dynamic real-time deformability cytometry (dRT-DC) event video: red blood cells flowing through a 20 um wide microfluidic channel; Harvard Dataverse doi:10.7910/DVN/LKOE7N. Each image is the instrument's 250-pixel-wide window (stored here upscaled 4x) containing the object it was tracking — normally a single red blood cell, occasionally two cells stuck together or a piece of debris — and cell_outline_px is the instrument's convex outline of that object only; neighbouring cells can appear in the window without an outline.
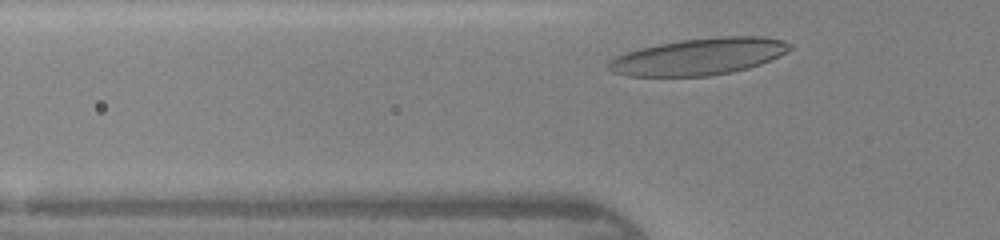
{"species": "human", "species_latin": "Homo sapiens", "temperature_condition": "warm", "stored_images_in_passage": 24, "camera_frame_rate_fps": 3000, "um_per_image_px": 0.085, "donor": {"sex": "female"}, "frame": {"image": 1, "passage_image": 2, "time_ms": 0.333, "image_size_px": [1000, 240], "cell_outline_px": [[796, 48], [760, 64], [748, 68], [732, 72], [708, 76], [628, 76], [612, 72], [608, 68], [608, 60], [616, 56], [640, 48], [680, 40], [720, 36], [764, 36], [784, 40], [792, 44]], "centroid_in_image_um": [59.46, 4.8], "position_along_channel_um": 66.3, "area_um2": 38.96}}
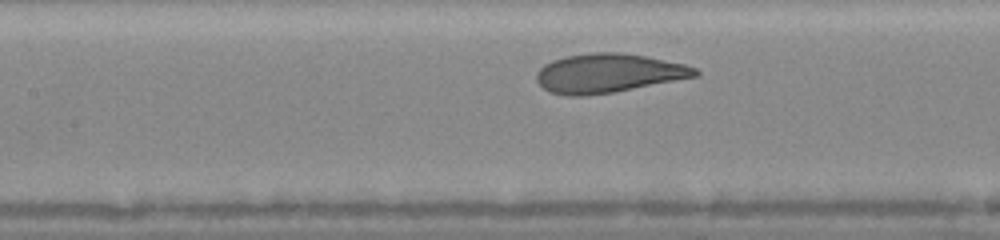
{"frame": {"image": 2, "passage_image": 8, "time_ms": 2.333, "image_size_px": [1000, 240], "cell_outline_px": [[700, 76], [612, 92], [580, 96], [568, 96], [548, 92], [536, 80], [536, 72], [544, 64], [552, 60], [564, 56], [592, 52], [620, 52], [644, 56], [684, 64], [696, 68], [700, 72]], "centroid_in_image_um": [51.68, 6.22], "position_along_channel_um": 155.7, "area_um2": 36.07}}
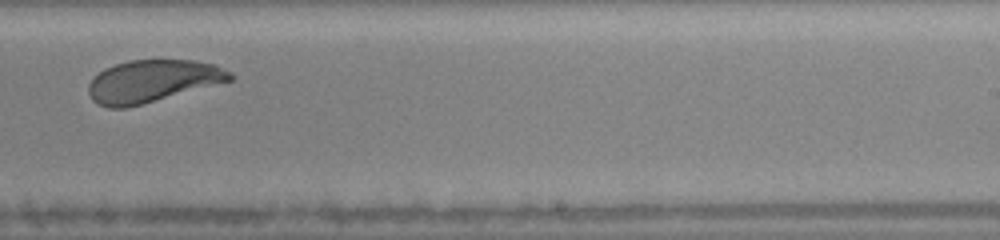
{"frame": {"image": 3, "passage_image": 16, "time_ms": 5.0, "image_size_px": [1000, 240], "cell_outline_px": [[236, 76], [232, 80], [140, 104], [124, 108], [108, 108], [92, 100], [88, 92], [88, 84], [104, 68], [128, 60], [196, 60], [216, 64], [232, 72]], "centroid_in_image_um": [12.98, 6.87], "position_along_channel_um": 276.0, "area_um2": 34.62}}